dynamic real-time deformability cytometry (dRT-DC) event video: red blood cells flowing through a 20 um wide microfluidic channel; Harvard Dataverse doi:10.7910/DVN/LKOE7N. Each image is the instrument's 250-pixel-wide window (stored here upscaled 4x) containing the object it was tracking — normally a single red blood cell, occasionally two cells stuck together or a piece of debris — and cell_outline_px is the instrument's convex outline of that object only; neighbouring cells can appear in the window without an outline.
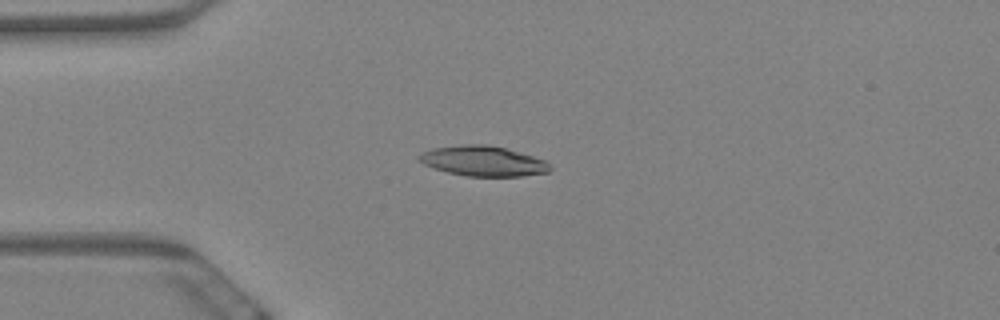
{"species": "Egyptian fruit bat (a non-hibernating species)", "species_latin": "Rousettus aegyptiacus", "temperature_condition": "warm", "stored_images_in_passage": 52, "camera_frame_rate_fps": 3000, "um_per_image_px": 0.085, "animal": {"sex": "female"}, "frame": {"image": 1, "passage_image": 8, "time_ms": 2.333, "image_size_px": [1000, 320], "cell_outline_px": [[552, 168], [548, 172], [524, 176], [468, 176], [448, 172], [432, 168], [424, 164], [416, 156], [432, 148], [468, 144], [484, 144], [504, 148], [532, 156], [544, 160]], "centroid_in_image_um": [41.05, 13.69], "position_along_channel_um": 44.0, "area_um2": 22.72}}
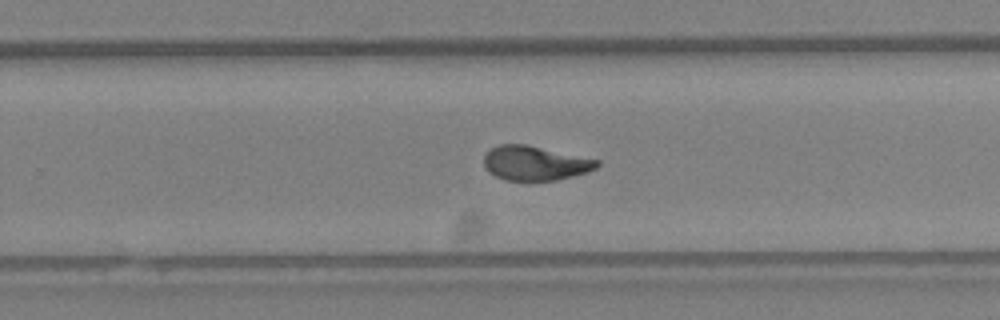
{"frame": {"image": 2, "passage_image": 31, "time_ms": 10.0, "image_size_px": [1000, 320], "cell_outline_px": [[600, 164], [596, 168], [588, 172], [556, 180], [504, 180], [488, 172], [484, 164], [484, 156], [492, 148], [500, 144], [524, 144], [600, 160]], "centroid_in_image_um": [45.48, 13.87], "position_along_channel_um": 284.3, "area_um2": 22.48}}
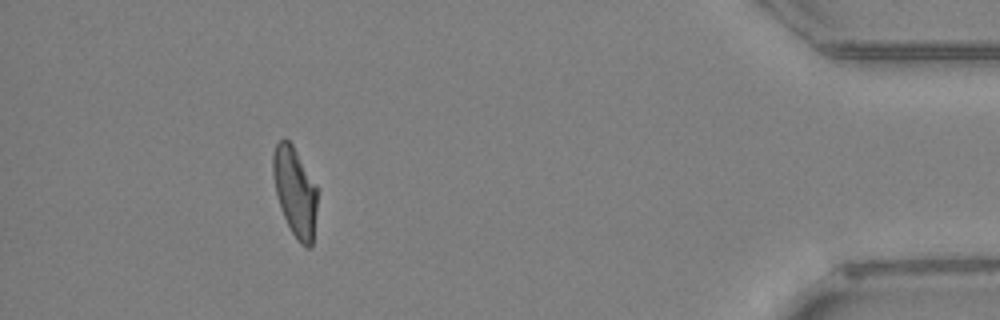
{"frame": {"image": 3, "passage_image": 47, "time_ms": 15.333, "image_size_px": [1000, 320], "cell_outline_px": [[316, 212], [312, 248], [308, 248], [300, 244], [292, 232], [280, 208], [276, 192], [272, 172], [272, 156], [276, 144], [284, 136], [292, 144], [316, 184]], "centroid_in_image_um": [25.06, 16.29], "position_along_channel_um": 410.1, "area_um2": 22.95}, "authors_computed_cell_mechanics": {"area_um2": 23.0622, "velocity_mm_per_s": 3.426, "shape_relaxation_time_tau1_ms": 8.0851, "shape_relaxation_time_tau2_ms": 2.3309, "deformation_change_tau1": 0.2249, "deformation_change_tau2": 0.0776}}